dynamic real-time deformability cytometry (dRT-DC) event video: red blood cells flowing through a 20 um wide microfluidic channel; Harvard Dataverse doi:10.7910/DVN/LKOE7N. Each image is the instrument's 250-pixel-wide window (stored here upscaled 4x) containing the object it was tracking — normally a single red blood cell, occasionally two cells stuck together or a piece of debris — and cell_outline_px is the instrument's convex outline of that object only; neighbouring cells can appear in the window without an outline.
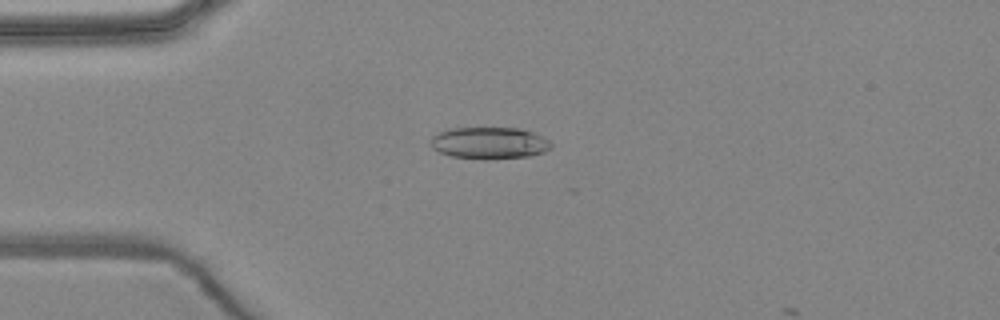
{"species": "common noctule bat (a hibernating species)", "species_latin": "Nyctalus noctula", "temperature_condition": "warm", "stored_images_in_passage": 2, "camera_frame_rate_fps": 3000, "um_per_image_px": 0.085, "animal": {"sex": "female", "body_mass_g": 24.6, "forearm_length_mm": 56.2}, "frame": {"image": 1, "passage_image": 1, "time_ms": 0.0, "image_size_px": [1000, 320], "cell_outline_px": [[552, 148], [544, 152], [532, 156], [488, 160], [452, 156], [440, 152], [432, 148], [432, 136], [440, 132], [452, 128], [520, 128], [532, 132], [548, 140], [552, 144]], "centroid_in_image_um": [41.63, 12.17], "position_along_channel_um": 43.4, "area_um2": 22.37}}